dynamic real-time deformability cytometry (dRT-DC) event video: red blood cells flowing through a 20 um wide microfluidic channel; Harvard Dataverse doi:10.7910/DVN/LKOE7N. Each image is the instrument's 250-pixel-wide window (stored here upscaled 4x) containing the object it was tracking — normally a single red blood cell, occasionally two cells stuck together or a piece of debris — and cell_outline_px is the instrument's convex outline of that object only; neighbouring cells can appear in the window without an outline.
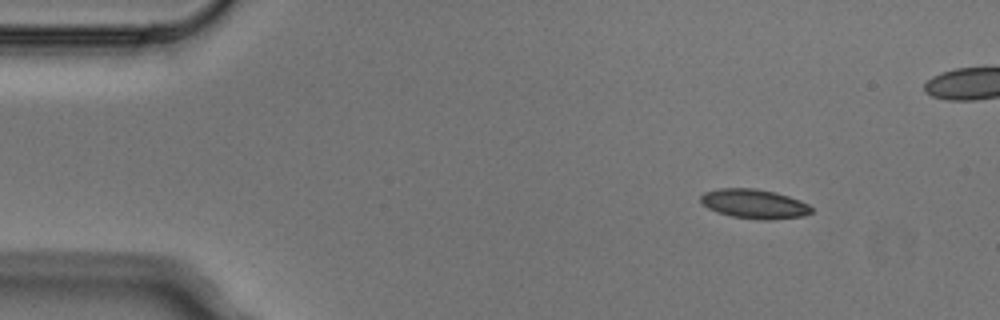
{"species": "Egyptian fruit bat (a non-hibernating species)", "species_latin": "Rousettus aegyptiacus", "temperature_condition": "cold", "stored_images_in_passage": 3, "camera_frame_rate_fps": 3000, "um_per_image_px": 0.085, "animal": {"sex": "male"}, "frame": {"image": 1, "passage_image": 1, "time_ms": 0.0, "image_size_px": [1000, 320], "cell_outline_px": [[812, 212], [804, 216], [772, 220], [764, 220], [732, 216], [716, 212], [708, 208], [700, 200], [700, 196], [704, 192], [720, 188], [756, 188], [776, 192], [800, 200], [808, 204], [812, 208]], "centroid_in_image_um": [64.12, 17.32], "position_along_channel_um": 20.9, "area_um2": 19.02}}